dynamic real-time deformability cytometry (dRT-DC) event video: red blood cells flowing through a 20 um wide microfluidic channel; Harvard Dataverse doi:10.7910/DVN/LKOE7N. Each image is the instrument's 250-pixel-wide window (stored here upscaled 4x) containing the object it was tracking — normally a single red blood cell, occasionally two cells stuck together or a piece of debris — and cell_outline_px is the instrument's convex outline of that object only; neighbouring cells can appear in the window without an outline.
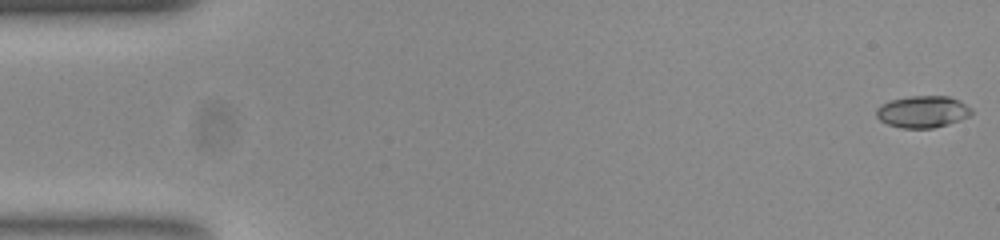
{"species": "common noctule bat (a hibernating species)", "species_latin": "Nyctalus noctula", "temperature_condition": "room temperature", "stored_images_in_passage": 8, "camera_frame_rate_fps": 3000, "um_per_image_px": 0.085, "animal": {"sex": "female", "body_mass_g": 23.0, "forearm_length_mm": 53.4}, "frame": {"image": 1, "passage_image": 1, "time_ms": 0.0, "image_size_px": [1000, 240], "cell_outline_px": [[972, 112], [968, 116], [960, 120], [948, 124], [932, 128], [900, 128], [888, 124], [880, 120], [876, 116], [876, 108], [880, 104], [892, 100], [908, 96], [948, 96], [960, 100], [972, 108]], "centroid_in_image_um": [78.42, 9.49], "position_along_channel_um": 6.6, "area_um2": 17.74}}